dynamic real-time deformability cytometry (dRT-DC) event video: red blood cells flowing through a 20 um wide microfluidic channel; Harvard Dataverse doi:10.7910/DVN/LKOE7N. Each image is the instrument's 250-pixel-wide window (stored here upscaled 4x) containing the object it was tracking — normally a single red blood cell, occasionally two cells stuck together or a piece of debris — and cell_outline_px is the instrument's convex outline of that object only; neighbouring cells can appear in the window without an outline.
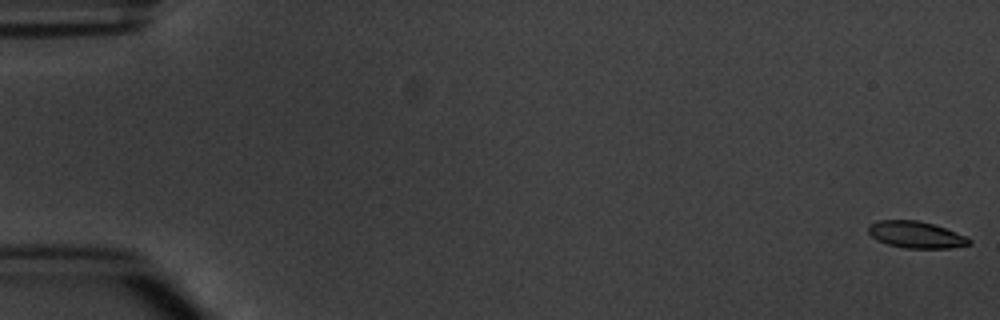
{"species": "common noctule bat (a hibernating species)", "species_latin": "Nyctalus noctula", "temperature_condition": "warm", "stored_images_in_passage": 6, "camera_frame_rate_fps": 3000, "um_per_image_px": 0.085, "animal": {"sex": "male", "body_mass_g": 20.1, "forearm_length_mm": 53.5}, "frame": {"image": 1, "passage_image": 1, "time_ms": 0.0, "image_size_px": [1000, 320], "cell_outline_px": [[972, 244], [948, 248], [904, 248], [888, 244], [872, 236], [868, 232], [868, 224], [880, 220], [916, 220], [932, 224], [956, 232], [972, 240]], "centroid_in_image_um": [77.86, 19.95], "position_along_channel_um": 7.1, "area_um2": 15.49}}
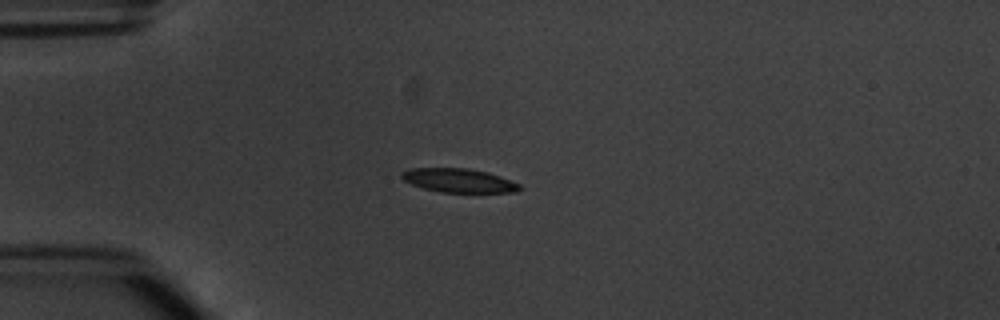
{"frame": {"image": 2, "passage_image": 5, "time_ms": 4.667, "image_size_px": [1000, 320], "cell_outline_px": [[520, 188], [516, 192], [440, 192], [424, 188], [412, 184], [404, 180], [400, 176], [400, 172], [412, 168], [468, 168], [488, 172], [500, 176], [520, 184]], "centroid_in_image_um": [38.98, 15.33], "position_along_channel_um": 46.0, "area_um2": 16.3}}